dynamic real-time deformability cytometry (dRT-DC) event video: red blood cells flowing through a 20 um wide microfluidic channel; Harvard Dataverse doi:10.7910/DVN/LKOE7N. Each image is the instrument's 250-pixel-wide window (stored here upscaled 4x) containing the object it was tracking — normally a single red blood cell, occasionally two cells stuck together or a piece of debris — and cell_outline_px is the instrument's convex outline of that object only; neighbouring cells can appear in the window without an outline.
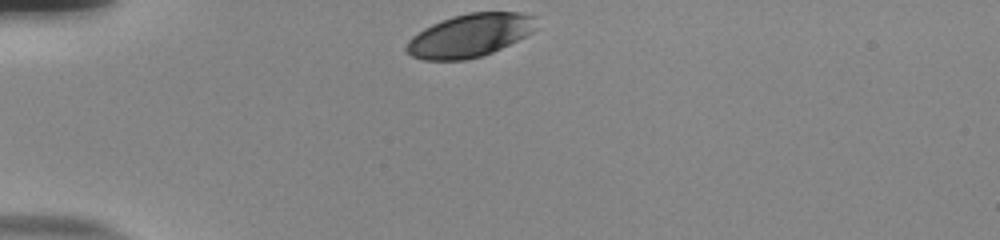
{"species": "human", "species_latin": "Homo sapiens", "temperature_condition": "room temperature", "stored_images_in_passage": 32, "camera_frame_rate_fps": 3000, "um_per_image_px": 0.085, "donor": {"sex": "male"}, "frame": {"image": 1, "passage_image": 1, "time_ms": 0.0, "image_size_px": [1000, 240], "cell_outline_px": [[536, 28], [532, 32], [492, 52], [480, 56], [464, 60], [424, 60], [412, 56], [404, 48], [408, 40], [412, 36], [424, 28], [432, 24], [452, 16], [468, 12], [520, 12], [536, 16]], "centroid_in_image_um": [39.92, 3.0], "position_along_channel_um": 45.1, "area_um2": 32.48}}
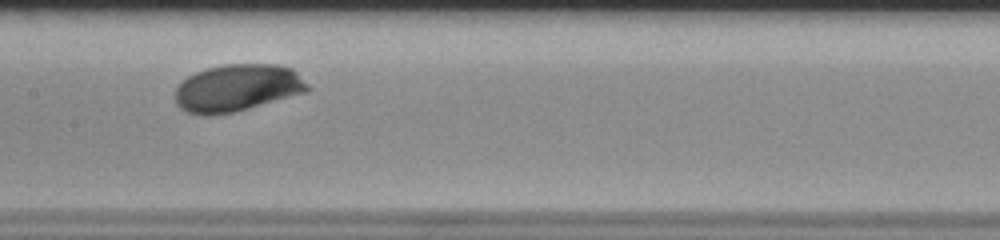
{"frame": {"image": 2, "passage_image": 15, "time_ms": 4.667, "image_size_px": [1000, 240], "cell_outline_px": [[312, 88], [308, 92], [248, 108], [232, 112], [204, 116], [188, 112], [180, 108], [176, 104], [176, 88], [188, 76], [196, 72], [208, 68], [224, 64], [276, 64], [292, 68]], "centroid_in_image_um": [20.2, 7.47], "position_along_channel_um": 187.2, "area_um2": 36.3}}
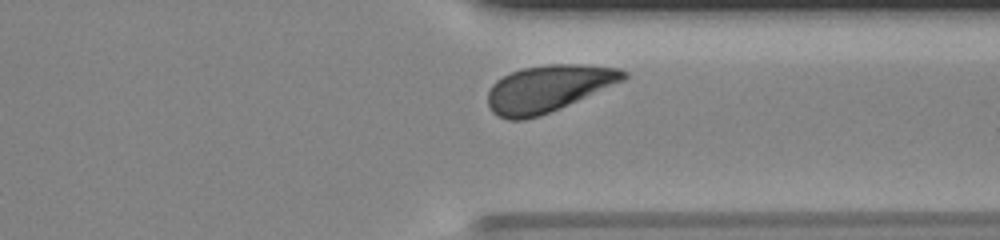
{"frame": {"image": 3, "passage_image": 29, "time_ms": 9.333, "image_size_px": [1000, 240], "cell_outline_px": [[628, 76], [624, 80], [540, 116], [524, 120], [508, 120], [492, 112], [488, 104], [488, 92], [492, 84], [496, 80], [512, 72], [524, 68], [548, 64], [584, 64], [620, 68], [628, 72]], "centroid_in_image_um": [46.59, 7.51], "position_along_channel_um": 364.8, "area_um2": 36.7}, "authors_computed_cell_mechanics": {"area_um2": 35.8938, "velocity_mm_per_s": 3.7989, "shape_relaxation_time_tau1_ms": 0.9932, "shape_relaxation_time_tau2_ms": null, "deformation_change_tau1": 0.0773, "deformation_change_tau2": null}}